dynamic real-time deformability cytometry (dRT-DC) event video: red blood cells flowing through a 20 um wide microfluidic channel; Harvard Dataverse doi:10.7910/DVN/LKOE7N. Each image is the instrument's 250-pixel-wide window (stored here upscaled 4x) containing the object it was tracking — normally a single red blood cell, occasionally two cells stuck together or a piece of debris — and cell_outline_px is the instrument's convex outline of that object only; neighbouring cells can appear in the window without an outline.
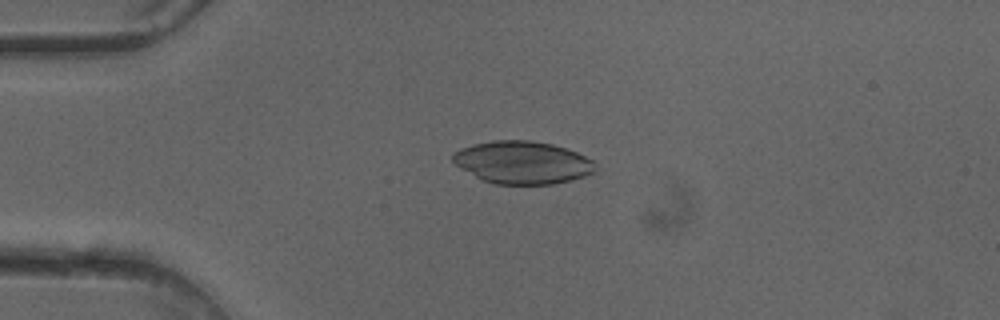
{"species": "common noctule bat (a hibernating species)", "species_latin": "Nyctalus noctula", "temperature_condition": "cold", "stored_images_in_passage": 40, "camera_frame_rate_fps": 3000, "um_per_image_px": 0.085, "animal": {"sex": "female"}, "frame": {"image": 1, "passage_image": 12, "time_ms": 3.667, "image_size_px": [1000, 320], "cell_outline_px": [[596, 168], [592, 172], [584, 176], [572, 180], [552, 184], [496, 184], [484, 180], [460, 168], [452, 160], [452, 152], [460, 148], [472, 144], [492, 140], [528, 140], [552, 144], [576, 152], [592, 160]], "centroid_in_image_um": [44.37, 13.8], "position_along_channel_um": 40.6, "area_um2": 35.26}}
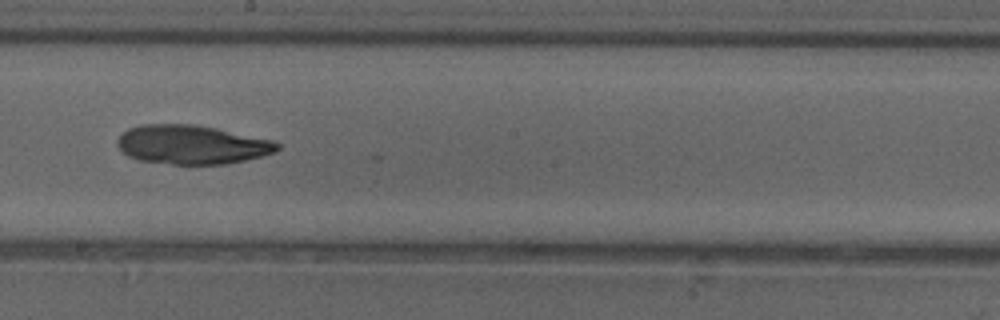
{"frame": {"image": 2, "passage_image": 28, "time_ms": 9.0, "image_size_px": [1000, 320], "cell_outline_px": [[280, 148], [276, 152], [228, 164], [172, 164], [140, 160], [128, 156], [116, 144], [116, 140], [128, 128], [140, 124], [192, 124], [216, 128], [276, 140], [280, 144]], "centroid_in_image_um": [16.33, 12.28], "position_along_channel_um": 231.9, "area_um2": 36.47}}
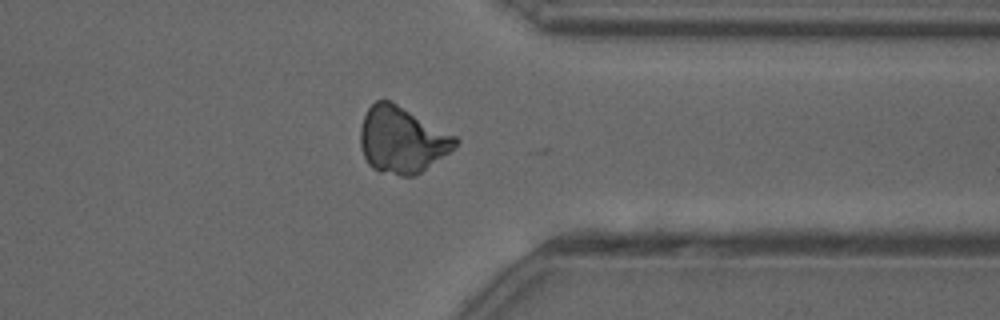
{"frame": {"image": 3, "passage_image": 39, "time_ms": 12.667, "image_size_px": [1000, 320], "cell_outline_px": [[460, 140], [448, 152], [420, 172], [412, 176], [400, 176], [380, 172], [372, 168], [368, 164], [360, 148], [360, 128], [364, 116], [368, 108], [376, 100], [392, 100], [456, 136]], "centroid_in_image_um": [34.12, 11.87], "position_along_channel_um": 377.3, "area_um2": 36.65}}